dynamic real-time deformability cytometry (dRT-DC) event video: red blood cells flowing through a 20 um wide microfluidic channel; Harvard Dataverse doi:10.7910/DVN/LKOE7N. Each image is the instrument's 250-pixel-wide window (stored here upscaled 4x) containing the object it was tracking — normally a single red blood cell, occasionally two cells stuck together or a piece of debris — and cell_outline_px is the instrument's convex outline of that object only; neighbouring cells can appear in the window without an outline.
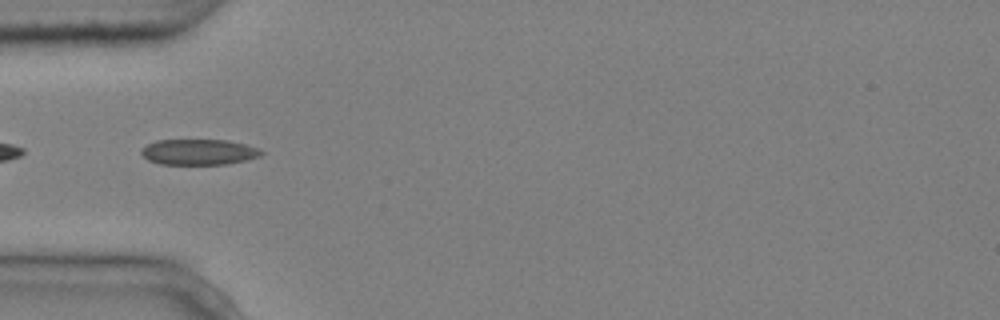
{"species": "common noctule bat (a hibernating species)", "species_latin": "Nyctalus noctula", "temperature_condition": "cold", "stored_images_in_passage": 8, "segment_of_instrument_passage": [2, 2], "camera_frame_rate_fps": 3000, "um_per_image_px": 0.085, "animal": {"sex": "male", "body_mass_g": 20.4}, "frame": {"image": 1, "passage_image": 4, "time_ms": 1.0, "image_size_px": [1000, 320], "cell_outline_px": [[264, 152], [260, 156], [228, 164], [160, 164], [148, 160], [140, 152], [148, 144], [156, 140], [228, 140], [244, 144], [256, 148]], "centroid_in_image_um": [16.88, 12.92], "position_along_channel_um": 68.1, "area_um2": 17.74}}
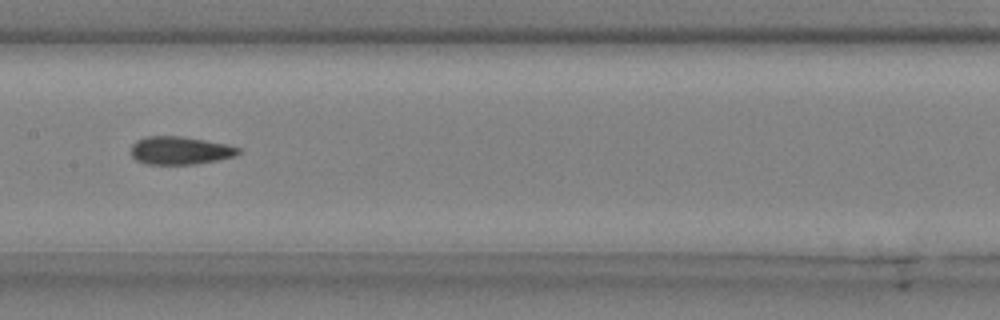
{"frame": {"image": 2, "passage_image": 7, "time_ms": 2.0, "image_size_px": [1000, 320], "cell_outline_px": [[240, 152], [236, 156], [216, 160], [192, 164], [148, 164], [136, 160], [132, 156], [132, 144], [136, 140], [148, 136], [180, 136], [228, 144], [240, 148]], "centroid_in_image_um": [15.31, 12.78], "position_along_channel_um": 192.1, "area_um2": 17.4}}
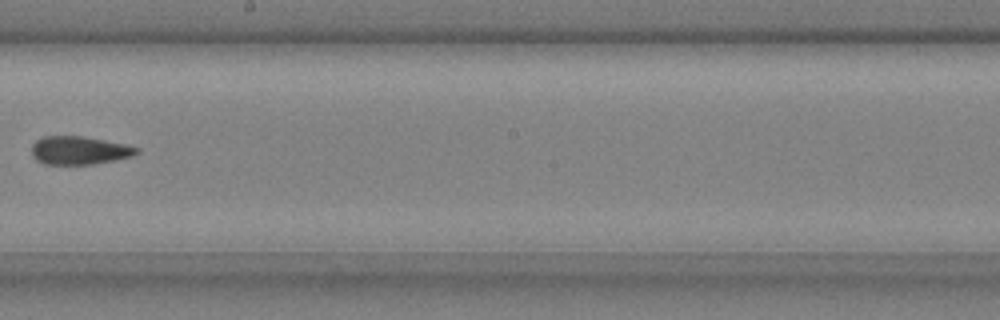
{"frame": {"image": 3, "passage_image": 8, "time_ms": 2.333, "image_size_px": [1000, 320], "cell_outline_px": [[140, 152], [132, 156], [92, 164], [44, 164], [36, 160], [32, 156], [32, 144], [36, 140], [44, 136], [80, 136], [128, 144], [140, 148]], "centroid_in_image_um": [6.74, 12.78], "position_along_channel_um": 241.5, "area_um2": 17.28}}